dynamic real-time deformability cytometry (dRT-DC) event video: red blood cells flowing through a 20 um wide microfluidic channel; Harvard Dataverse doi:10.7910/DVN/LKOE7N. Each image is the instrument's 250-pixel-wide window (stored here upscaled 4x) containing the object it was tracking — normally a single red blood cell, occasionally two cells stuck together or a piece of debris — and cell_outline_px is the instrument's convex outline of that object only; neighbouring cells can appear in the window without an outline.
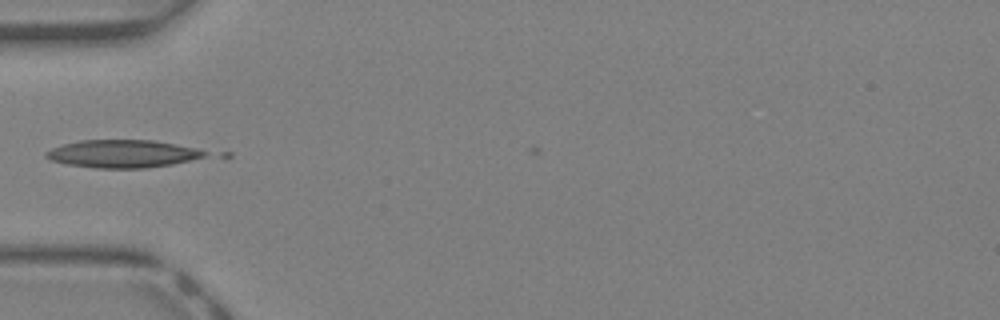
{"species": "Egyptian fruit bat (a non-hibernating species)", "species_latin": "Rousettus aegyptiacus", "temperature_condition": "warm", "stored_images_in_passage": 3, "camera_frame_rate_fps": 3000, "um_per_image_px": 0.085, "animal": {"sex": "female"}, "frame": {"image": 1, "passage_image": 2, "time_ms": 0.333, "image_size_px": [1000, 320], "cell_outline_px": [[208, 152], [204, 156], [172, 164], [144, 168], [96, 168], [68, 164], [52, 160], [44, 156], [44, 152], [52, 148], [64, 144], [80, 140], [156, 140], [196, 148]], "centroid_in_image_um": [10.4, 13.06], "position_along_channel_um": 74.6, "area_um2": 25.49}}